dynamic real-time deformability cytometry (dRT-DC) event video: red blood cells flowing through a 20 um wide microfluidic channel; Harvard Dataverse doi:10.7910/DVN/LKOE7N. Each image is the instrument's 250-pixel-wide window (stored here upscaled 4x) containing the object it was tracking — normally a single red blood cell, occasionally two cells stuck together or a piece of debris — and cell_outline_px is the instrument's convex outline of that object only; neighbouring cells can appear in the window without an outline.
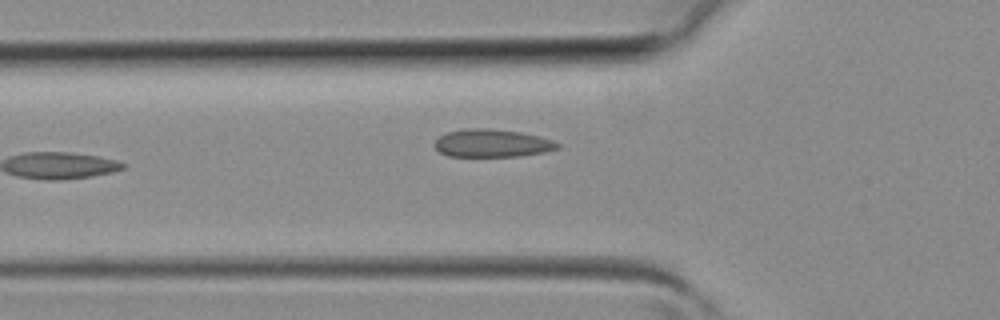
{"species": "common noctule bat (a hibernating species)", "species_latin": "Nyctalus noctula", "temperature_condition": "room temperature", "stored_images_in_passage": 5, "segment_of_instrument_passage": [1, 2], "camera_frame_rate_fps": 3000, "um_per_image_px": 0.085, "animal": {"sex": "female", "body_mass_g": 19.3, "forearm_length_mm": 54.1}, "frame": {"image": 1, "passage_image": 4, "time_ms": 1.0, "image_size_px": [1000, 320], "cell_outline_px": [[560, 148], [544, 152], [520, 156], [448, 156], [440, 152], [432, 144], [440, 136], [448, 132], [464, 128], [484, 128], [520, 132], [540, 136], [552, 140], [560, 144]], "centroid_in_image_um": [41.83, 12.17], "position_along_channel_um": 84.0, "area_um2": 19.94}}